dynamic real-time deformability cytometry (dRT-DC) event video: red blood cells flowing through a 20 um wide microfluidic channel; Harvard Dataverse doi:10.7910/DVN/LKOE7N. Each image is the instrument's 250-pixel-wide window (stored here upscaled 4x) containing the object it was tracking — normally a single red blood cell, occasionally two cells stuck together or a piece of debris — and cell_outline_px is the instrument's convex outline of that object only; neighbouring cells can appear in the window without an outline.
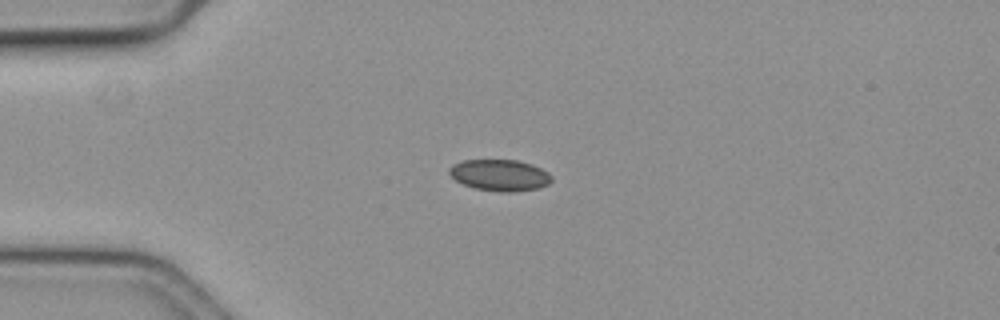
{"species": "common noctule bat (a hibernating species)", "species_latin": "Nyctalus noctula", "temperature_condition": "cold", "stored_images_in_passage": 5, "camera_frame_rate_fps": 3000, "um_per_image_px": 0.085, "animal": {"sex": "female", "body_mass_g": 19.3, "forearm_length_mm": 54.1}, "frame": {"image": 1, "passage_image": 1, "time_ms": 0.0, "image_size_px": [1000, 320], "cell_outline_px": [[552, 180], [548, 184], [540, 188], [512, 192], [500, 192], [472, 188], [456, 180], [448, 172], [448, 168], [452, 164], [464, 160], [516, 160], [532, 164], [548, 172], [552, 176]], "centroid_in_image_um": [42.48, 14.89], "position_along_channel_um": 42.5, "area_um2": 18.84}}